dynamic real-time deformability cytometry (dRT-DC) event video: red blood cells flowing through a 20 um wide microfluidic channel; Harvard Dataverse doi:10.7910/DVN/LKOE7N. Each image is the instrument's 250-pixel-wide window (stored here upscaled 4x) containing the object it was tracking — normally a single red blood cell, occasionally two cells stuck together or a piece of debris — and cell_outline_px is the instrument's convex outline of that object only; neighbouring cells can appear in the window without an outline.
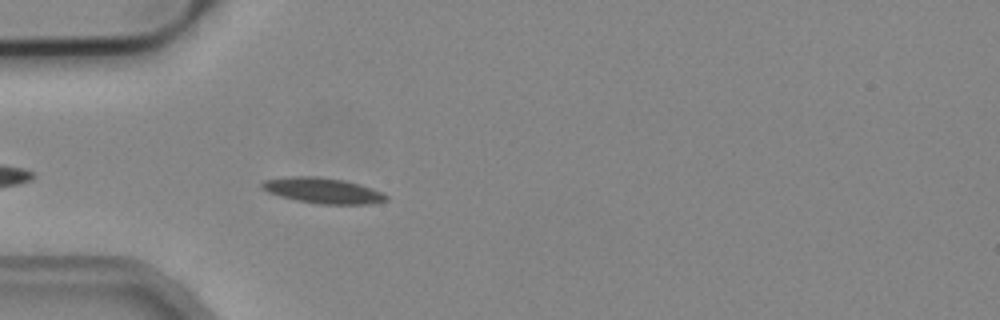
{"species": "common noctule bat (a hibernating species)", "species_latin": "Nyctalus noctula", "temperature_condition": "cold", "stored_images_in_passage": 2, "camera_frame_rate_fps": 3000, "um_per_image_px": 0.085, "animal": {"sex": "male", "body_mass_g": 19.2, "forearm_length_mm": 51.8}, "frame": {"image": 1, "passage_image": 2, "time_ms": 0.333, "image_size_px": [1000, 320], "cell_outline_px": [[388, 200], [372, 204], [316, 204], [296, 200], [280, 196], [268, 192], [260, 188], [260, 184], [264, 180], [292, 176], [316, 176], [344, 180], [360, 184], [372, 188], [388, 196]], "centroid_in_image_um": [27.43, 16.2], "position_along_channel_um": 57.6, "area_um2": 18.61}}